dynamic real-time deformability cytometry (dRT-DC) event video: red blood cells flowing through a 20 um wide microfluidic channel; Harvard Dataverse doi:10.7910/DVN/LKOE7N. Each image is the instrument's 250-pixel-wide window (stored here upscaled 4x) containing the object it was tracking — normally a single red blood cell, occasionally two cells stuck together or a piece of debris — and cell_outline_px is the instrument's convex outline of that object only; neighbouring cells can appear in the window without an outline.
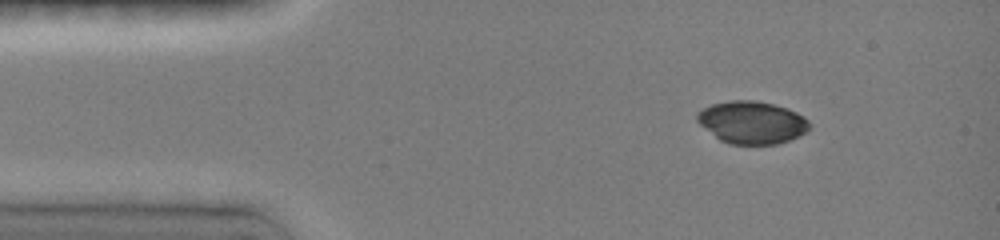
{"species": "common noctule bat (a hibernating species)", "species_latin": "Nyctalus noctula", "temperature_condition": "room temperature", "stored_images_in_passage": 46, "camera_frame_rate_fps": 3000, "um_per_image_px": 0.085, "animal": {"sex": "female", "body_mass_g": 19.0, "forearm_length_mm": 51.5}, "frame": {"image": 1, "passage_image": 1, "time_ms": 0.0, "image_size_px": [1000, 240], "cell_outline_px": [[808, 128], [800, 136], [776, 144], [728, 144], [720, 140], [700, 124], [696, 120], [696, 112], [712, 104], [728, 100], [756, 100], [788, 108], [804, 116], [808, 120]], "centroid_in_image_um": [63.89, 10.39], "position_along_channel_um": 21.1, "area_um2": 27.74}}
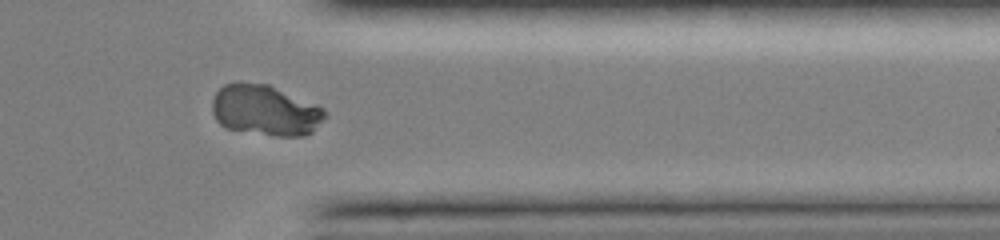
{"frame": {"image": 2, "passage_image": 33, "time_ms": 10.667, "image_size_px": [1000, 240], "cell_outline_px": [[328, 116], [312, 132], [304, 136], [276, 136], [224, 128], [216, 120], [212, 112], [212, 100], [216, 92], [224, 84], [240, 80], [268, 84], [316, 104], [324, 108], [328, 112]], "centroid_in_image_um": [22.55, 9.36], "position_along_channel_um": 388.9, "area_um2": 33.87}}
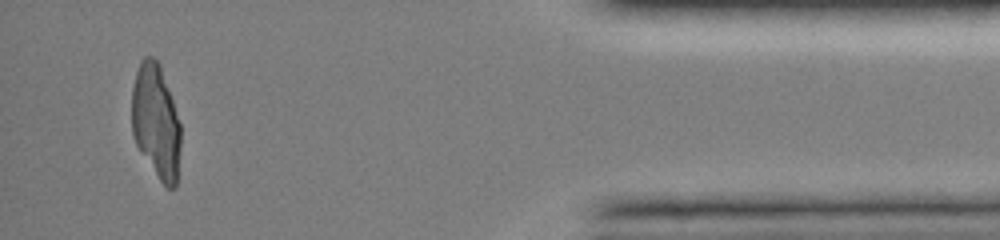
{"frame": {"image": 3, "passage_image": 41, "time_ms": 12.667, "image_size_px": [1000, 240], "cell_outline_px": [[180, 148], [176, 188], [168, 188], [160, 180], [136, 144], [132, 132], [132, 88], [136, 72], [140, 60], [144, 56], [152, 56], [160, 64], [180, 124]], "centroid_in_image_um": [13.25, 10.31], "position_along_channel_um": 422.0, "area_um2": 32.25}}